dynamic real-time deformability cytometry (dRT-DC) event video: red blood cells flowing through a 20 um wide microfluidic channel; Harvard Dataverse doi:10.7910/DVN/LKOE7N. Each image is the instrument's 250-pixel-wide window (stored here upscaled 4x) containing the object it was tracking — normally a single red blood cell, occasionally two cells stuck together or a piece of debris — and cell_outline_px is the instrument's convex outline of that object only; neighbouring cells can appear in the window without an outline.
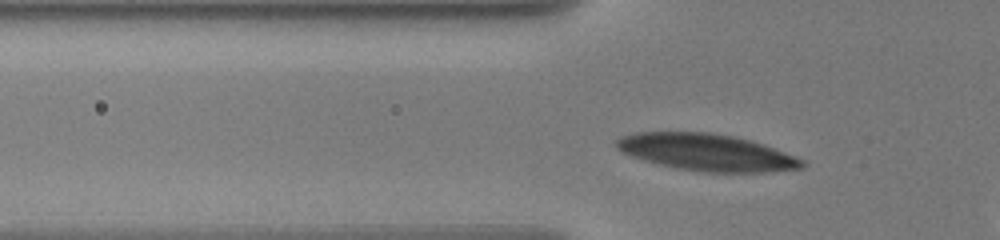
{"species": "human", "species_latin": "Homo sapiens", "temperature_condition": "warm", "stored_images_in_passage": 57, "camera_frame_rate_fps": 3000, "um_per_image_px": 0.085, "donor": {"sex": "male"}, "frame": {"image": 1, "passage_image": 10, "time_ms": 2.667, "image_size_px": [1000, 240], "cell_outline_px": [[804, 168], [764, 172], [704, 172], [680, 168], [660, 164], [644, 160], [620, 152], [616, 148], [616, 140], [620, 136], [636, 132], [708, 132], [732, 136], [752, 140], [764, 144], [804, 160]], "centroid_in_image_um": [60.05, 12.94], "position_along_channel_um": 65.8, "area_um2": 39.71}}
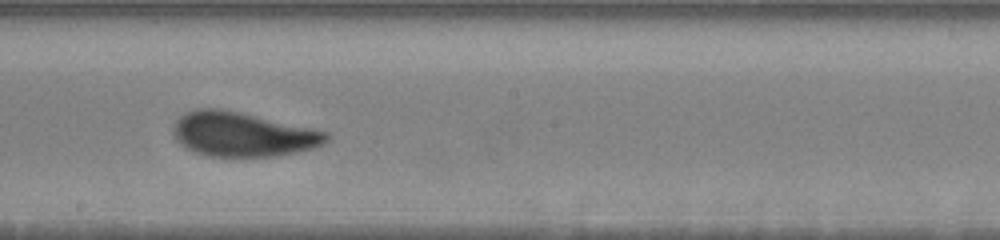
{"frame": {"image": 2, "passage_image": 28, "time_ms": 7.333, "image_size_px": [1000, 240], "cell_outline_px": [[328, 140], [324, 144], [312, 148], [296, 152], [276, 156], [208, 156], [196, 152], [180, 144], [176, 140], [176, 120], [184, 112], [196, 108], [220, 108], [240, 112], [328, 132]], "centroid_in_image_um": [20.63, 11.41], "position_along_channel_um": 227.6, "area_um2": 39.13}}
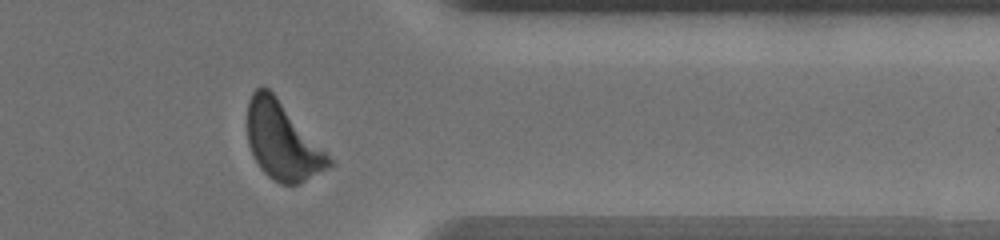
{"frame": {"image": 3, "passage_image": 48, "time_ms": 12.0, "image_size_px": [1000, 240], "cell_outline_px": [[332, 164], [300, 184], [280, 184], [272, 180], [260, 168], [248, 144], [248, 100], [252, 92], [260, 84], [268, 88], [276, 96], [332, 160]], "centroid_in_image_um": [23.95, 11.99], "position_along_channel_um": 387.4, "area_um2": 36.01}}